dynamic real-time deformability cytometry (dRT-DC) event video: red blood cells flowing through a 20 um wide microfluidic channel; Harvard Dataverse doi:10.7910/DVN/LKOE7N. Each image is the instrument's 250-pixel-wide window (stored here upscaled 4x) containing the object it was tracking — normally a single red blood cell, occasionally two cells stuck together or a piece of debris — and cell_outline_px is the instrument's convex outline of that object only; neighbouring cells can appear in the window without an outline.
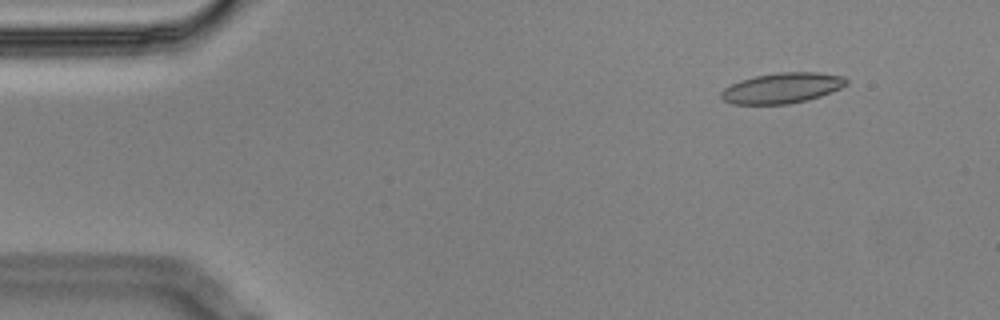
{"species": "Egyptian fruit bat (a non-hibernating species)", "species_latin": "Rousettus aegyptiacus", "temperature_condition": "cold", "stored_images_in_passage": 5, "camera_frame_rate_fps": 3000, "um_per_image_px": 0.085, "animal": {"sex": "male"}, "frame": {"image": 1, "passage_image": 2, "time_ms": 0.333, "image_size_px": [1000, 320], "cell_outline_px": [[848, 84], [840, 88], [820, 96], [808, 100], [788, 104], [732, 104], [724, 100], [720, 96], [720, 92], [724, 88], [740, 80], [756, 76], [776, 72], [816, 72], [844, 76], [848, 80]], "centroid_in_image_um": [66.48, 7.48], "position_along_channel_um": 18.5, "area_um2": 22.25}}